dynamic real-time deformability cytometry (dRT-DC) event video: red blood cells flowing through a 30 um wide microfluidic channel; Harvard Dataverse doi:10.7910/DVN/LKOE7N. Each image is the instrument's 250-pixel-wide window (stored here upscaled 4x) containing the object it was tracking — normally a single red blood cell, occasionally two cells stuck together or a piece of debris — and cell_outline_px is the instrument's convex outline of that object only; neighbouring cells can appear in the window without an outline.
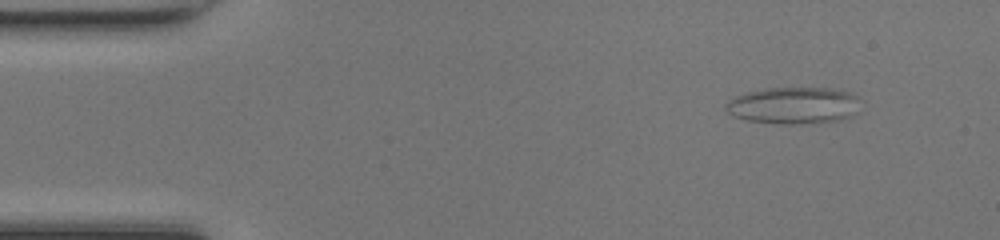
{"species": "common noctule bat (a hibernating species)", "species_latin": "Nyctalus noctula", "temperature_condition": "room temperature", "stored_images_in_passage": 45, "camera_frame_rate_fps": 3000, "um_per_image_px": 0.085, "animal": {"sex": "female", "body_mass_g": 17.0, "forearm_length_mm": 48.0}, "frame": {"image": 1, "passage_image": 1, "time_ms": 0.0, "image_size_px": [1000, 240], "cell_outline_px": [[864, 100], [860, 112], [836, 120], [792, 124], [780, 124], [748, 120], [732, 116], [724, 108], [724, 104], [728, 100], [736, 96], [748, 92], [764, 88], [832, 88], [852, 92]], "centroid_in_image_um": [67.52, 8.94], "position_along_channel_um": 17.5, "area_um2": 29.3}}
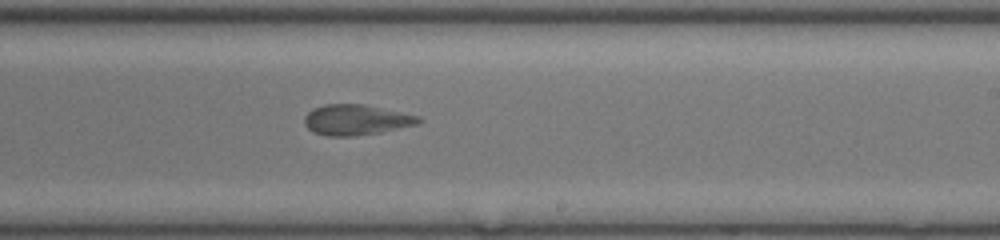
{"frame": {"image": 2, "passage_image": 25, "time_ms": 8.0, "image_size_px": [1000, 240], "cell_outline_px": [[424, 120], [416, 124], [380, 132], [352, 136], [328, 136], [316, 132], [308, 128], [304, 124], [304, 116], [312, 108], [324, 104], [364, 104], [420, 116]], "centroid_in_image_um": [30.26, 10.17], "position_along_channel_um": 258.7, "area_um2": 20.17}}
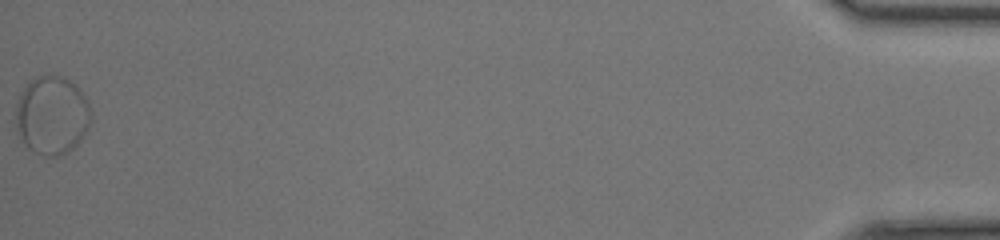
{"frame": {"image": 3, "passage_image": 45, "time_ms": 14.667, "image_size_px": [1000, 240], "cell_outline_px": [[92, 120], [80, 140], [68, 152], [56, 156], [44, 156], [28, 148], [24, 144], [16, 120], [16, 104], [20, 92], [32, 80], [40, 76], [60, 76], [68, 80], [84, 96], [92, 112]], "centroid_in_image_um": [4.42, 9.82], "position_along_channel_um": 430.8, "area_um2": 33.76}}